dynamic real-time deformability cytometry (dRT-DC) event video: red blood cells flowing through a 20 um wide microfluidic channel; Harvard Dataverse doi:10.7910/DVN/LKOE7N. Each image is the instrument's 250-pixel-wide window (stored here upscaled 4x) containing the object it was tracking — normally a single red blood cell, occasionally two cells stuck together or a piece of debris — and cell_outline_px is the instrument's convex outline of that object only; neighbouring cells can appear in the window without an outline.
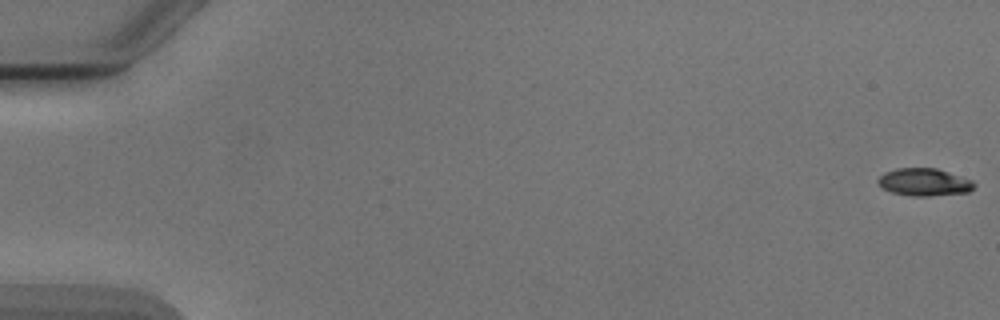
{"species": "Egyptian fruit bat (a non-hibernating species)", "species_latin": "Rousettus aegyptiacus", "temperature_condition": "cold", "stored_images_in_passage": 6, "segment_of_instrument_passage": [2, 2], "camera_frame_rate_fps": 3000, "um_per_image_px": 0.085, "animal": {"sex": "male"}, "frame": {"image": 1, "passage_image": 6, "time_ms": 6.0, "image_size_px": [1000, 320], "cell_outline_px": [[976, 184], [968, 192], [928, 196], [912, 196], [892, 192], [884, 188], [876, 180], [884, 172], [896, 168], [936, 168], [972, 180]], "centroid_in_image_um": [78.55, 15.47], "position_along_channel_um": 6.5, "area_um2": 15.26}}